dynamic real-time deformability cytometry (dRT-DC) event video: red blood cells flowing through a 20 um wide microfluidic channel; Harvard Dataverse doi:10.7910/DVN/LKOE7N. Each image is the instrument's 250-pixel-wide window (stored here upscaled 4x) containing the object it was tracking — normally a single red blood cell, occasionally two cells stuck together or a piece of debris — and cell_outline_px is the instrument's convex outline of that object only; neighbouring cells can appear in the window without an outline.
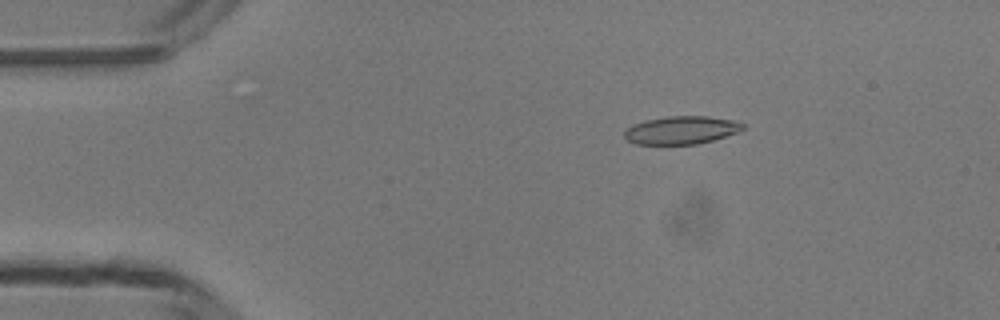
{"species": "common noctule bat (a hibernating species)", "species_latin": "Nyctalus noctula", "temperature_condition": "room temperature", "stored_images_in_passage": 45, "camera_frame_rate_fps": 3000, "um_per_image_px": 0.085, "animal": {"sex": "male", "body_mass_g": 13.3}, "frame": {"image": 1, "passage_image": 4, "time_ms": 1.0, "image_size_px": [1000, 320], "cell_outline_px": [[744, 128], [736, 132], [712, 140], [696, 144], [636, 144], [628, 140], [624, 136], [624, 132], [632, 124], [644, 120], [668, 116], [708, 116], [732, 120], [744, 124]], "centroid_in_image_um": [57.87, 11.05], "position_along_channel_um": 27.1, "area_um2": 19.13}}
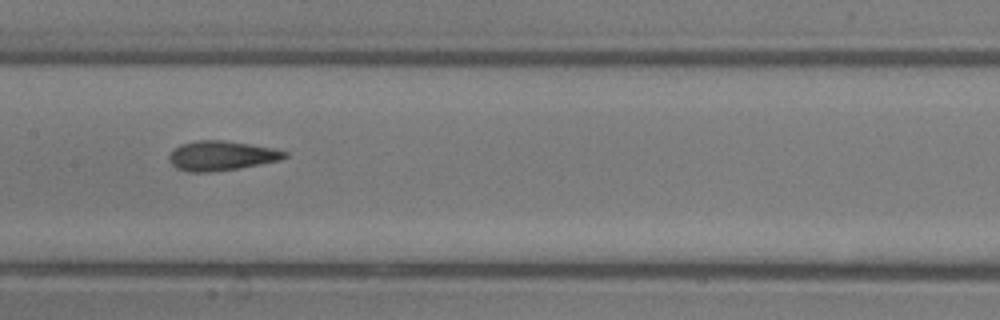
{"frame": {"image": 2, "passage_image": 20, "time_ms": 6.333, "image_size_px": [1000, 320], "cell_outline_px": [[288, 156], [280, 160], [240, 168], [212, 172], [188, 172], [176, 168], [168, 160], [168, 156], [180, 144], [196, 140], [224, 140], [252, 144], [272, 148], [288, 152]], "centroid_in_image_um": [18.82, 13.23], "position_along_channel_um": 188.6, "area_um2": 20.06}}
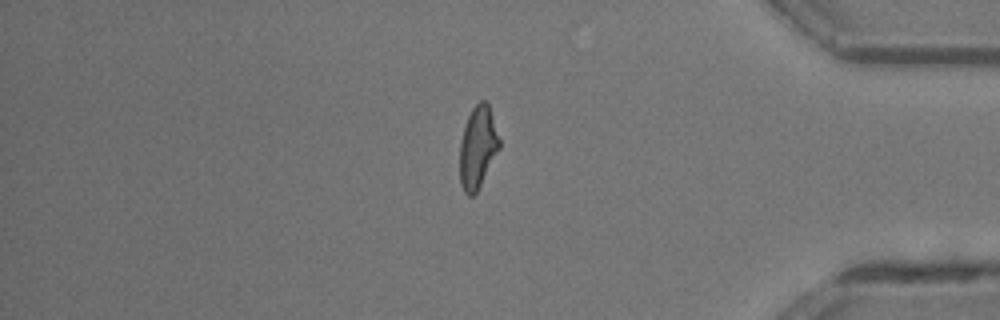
{"frame": {"image": 3, "passage_image": 37, "time_ms": 12.0, "image_size_px": [1000, 320], "cell_outline_px": [[500, 148], [476, 192], [472, 196], [468, 196], [464, 192], [460, 184], [460, 144], [464, 128], [468, 116], [472, 108], [480, 100], [484, 100], [488, 104], [500, 140]], "centroid_in_image_um": [40.6, 12.53], "position_along_channel_um": 394.6, "area_um2": 18.67}, "authors_computed_cell_mechanics": {"area_um2": 19.4208, "velocity_mm_per_s": 4.1937, "shape_relaxation_time_tau1_ms": 8.7874, "shape_relaxation_time_tau2_ms": 1.8073, "deformation_change_tau1": 0.2266, "deformation_change_tau2": 0.1087}}